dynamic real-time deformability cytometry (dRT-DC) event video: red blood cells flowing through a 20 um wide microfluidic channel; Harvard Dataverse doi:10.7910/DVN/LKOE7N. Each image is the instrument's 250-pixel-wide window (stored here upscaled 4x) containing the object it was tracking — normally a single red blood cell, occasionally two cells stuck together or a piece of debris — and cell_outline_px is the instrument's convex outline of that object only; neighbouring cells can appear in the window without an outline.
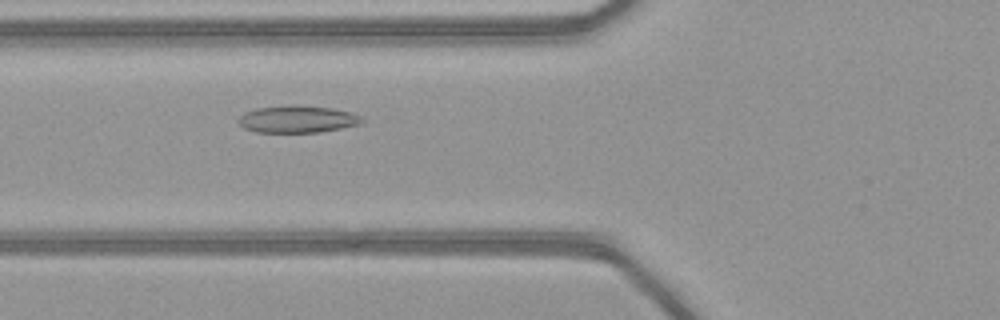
{"species": "common noctule bat (a hibernating species)", "species_latin": "Nyctalus noctula", "temperature_condition": "warm", "stored_images_in_passage": 39, "camera_frame_rate_fps": 3000, "um_per_image_px": 0.085, "animal": {"sex": "female", "body_mass_g": 21.9}, "frame": {"image": 1, "passage_image": 8, "time_ms": 2.333, "image_size_px": [1000, 320], "cell_outline_px": [[364, 120], [360, 124], [320, 132], [256, 132], [244, 128], [236, 120], [244, 112], [256, 108], [288, 104], [296, 104], [332, 108], [352, 112], [360, 116]], "centroid_in_image_um": [25.26, 10.11], "position_along_channel_um": 100.5, "area_um2": 19.77}}
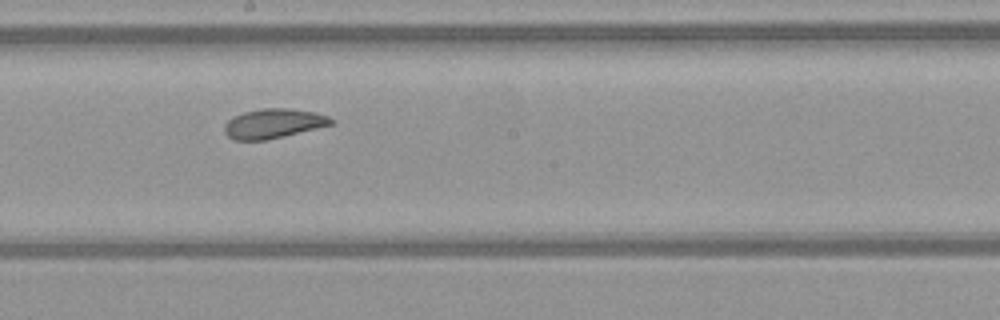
{"frame": {"image": 2, "passage_image": 17, "time_ms": 5.333, "image_size_px": [1000, 320], "cell_outline_px": [[336, 120], [332, 124], [268, 140], [232, 140], [224, 132], [224, 124], [232, 116], [244, 112], [264, 108], [292, 108], [316, 112], [328, 116]], "centroid_in_image_um": [23.23, 10.49], "position_along_channel_um": 225.0, "area_um2": 18.5}}
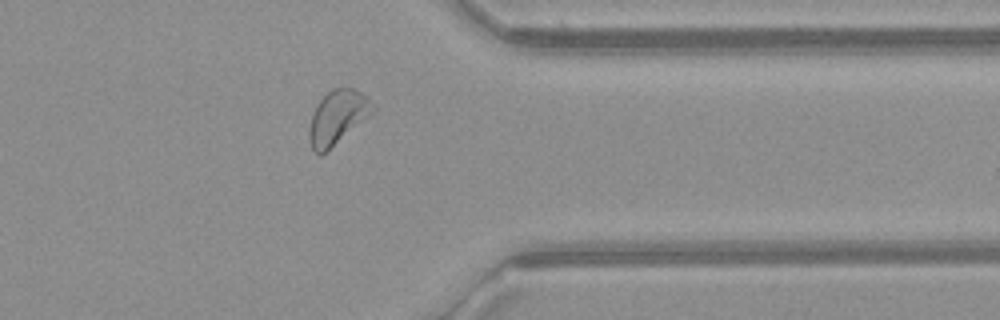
{"frame": {"image": 3, "passage_image": 29, "time_ms": 9.333, "image_size_px": [1000, 320], "cell_outline_px": [[376, 108], [368, 116], [320, 156], [312, 148], [308, 136], [308, 132], [312, 116], [316, 104], [332, 88], [352, 88], [368, 96]], "centroid_in_image_um": [28.67, 9.94], "position_along_channel_um": 382.7, "area_um2": 19.42}, "authors_computed_cell_mechanics": {"area_um2": 19.4208, "velocity_mm_per_s": 4.1207, "shape_relaxation_time_tau1_ms": 3.7508, "shape_relaxation_time_tau2_ms": 6.0881, "deformation_change_tau1": 0.113, "deformation_change_tau2": 0.1251}}